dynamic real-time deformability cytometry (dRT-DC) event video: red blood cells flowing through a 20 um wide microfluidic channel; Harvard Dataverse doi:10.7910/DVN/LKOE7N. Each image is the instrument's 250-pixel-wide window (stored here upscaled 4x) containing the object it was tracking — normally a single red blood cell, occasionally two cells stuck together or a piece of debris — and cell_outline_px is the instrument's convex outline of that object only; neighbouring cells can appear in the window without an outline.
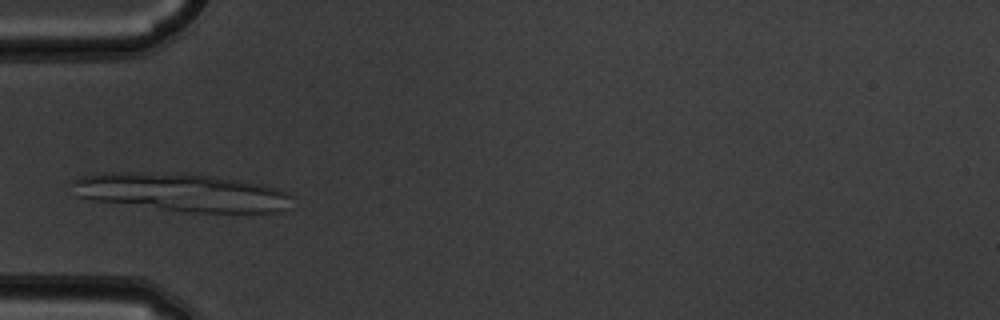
{"species": "common noctule bat (a hibernating species)", "species_latin": "Nyctalus noctula", "temperature_condition": "warm", "stored_images_in_passage": 7, "camera_frame_rate_fps": 3000, "um_per_image_px": 0.085, "animal": {"sex": "male", "body_mass_g": 19.5, "forearm_length_mm": 54.6}, "frame": {"image": 1, "passage_image": 6, "time_ms": 1.667, "image_size_px": [1000, 320], "cell_outline_px": [[292, 208], [276, 212], [192, 212], [96, 200], [80, 196], [68, 184], [72, 180], [80, 176], [100, 172], [152, 172], [208, 176], [236, 180], [260, 184], [276, 188], [292, 196]], "centroid_in_image_um": [15.43, 16.34], "position_along_channel_um": 69.6, "area_um2": 48.21}}
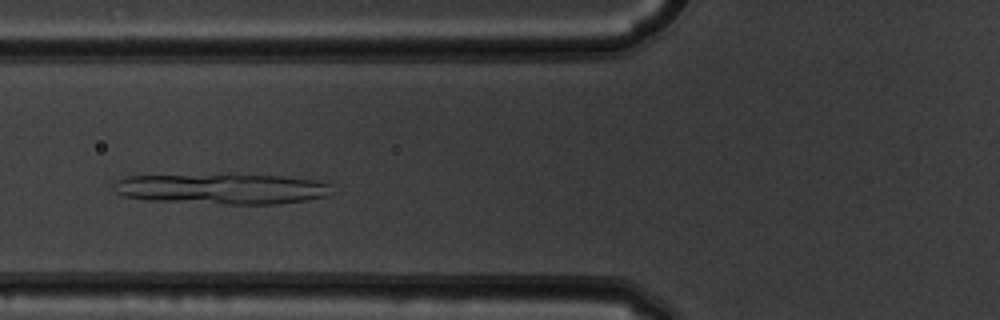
{"frame": {"image": 2, "passage_image": 7, "time_ms": 2.0, "image_size_px": [1000, 320], "cell_outline_px": [[332, 192], [324, 196], [308, 200], [276, 204], [228, 204], [148, 200], [124, 196], [116, 192], [112, 184], [116, 180], [128, 176], [228, 172], [232, 172], [280, 176], [316, 180], [332, 184]], "centroid_in_image_um": [18.86, 16.0], "position_along_channel_um": 106.9, "area_um2": 40.23}}